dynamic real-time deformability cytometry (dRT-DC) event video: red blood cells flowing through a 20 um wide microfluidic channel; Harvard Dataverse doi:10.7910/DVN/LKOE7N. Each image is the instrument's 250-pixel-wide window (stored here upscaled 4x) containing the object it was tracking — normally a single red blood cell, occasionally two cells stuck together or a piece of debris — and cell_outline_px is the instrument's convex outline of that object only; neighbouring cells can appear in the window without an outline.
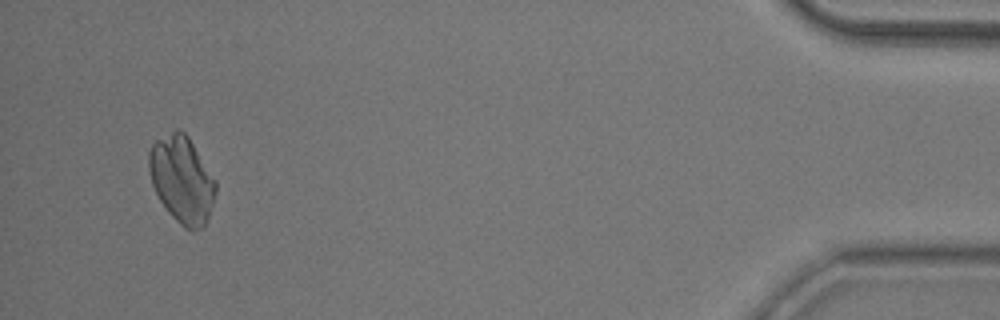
{"species": "common noctule bat (a hibernating species)", "species_latin": "Nyctalus noctula", "temperature_condition": "room temperature", "stored_images_in_passage": 52, "camera_frame_rate_fps": 3000, "um_per_image_px": 0.085, "animal": {"sex": "male", "body_mass_g": 20.5, "forearm_length_mm": 52.5}, "frame": {"image": 1, "passage_image": 50, "time_ms": 16.333, "image_size_px": [1000, 320], "cell_outline_px": [[216, 192], [208, 220], [204, 228], [192, 232], [184, 228], [168, 212], [160, 200], [152, 184], [148, 168], [148, 152], [152, 144], [156, 140], [176, 128], [180, 128], [188, 136], [216, 180]], "centroid_in_image_um": [15.47, 15.27], "position_along_channel_um": 419.7, "area_um2": 34.1}}